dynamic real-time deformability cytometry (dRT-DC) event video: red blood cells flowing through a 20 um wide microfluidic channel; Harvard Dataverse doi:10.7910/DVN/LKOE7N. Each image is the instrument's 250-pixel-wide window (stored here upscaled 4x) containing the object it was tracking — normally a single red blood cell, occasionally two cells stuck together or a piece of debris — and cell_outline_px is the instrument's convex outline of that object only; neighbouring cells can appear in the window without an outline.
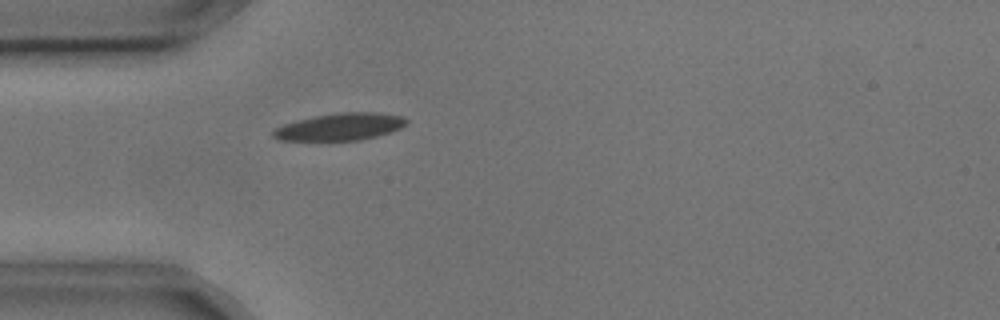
{"species": "common noctule bat (a hibernating species)", "species_latin": "Nyctalus noctula", "temperature_condition": "cold", "stored_images_in_passage": 4, "camera_frame_rate_fps": 3000, "um_per_image_px": 0.085, "animal": {"sex": "male", "body_mass_g": 17.9, "forearm_length_mm": 54.2}, "frame": {"image": 1, "passage_image": 4, "time_ms": 1.0, "image_size_px": [1000, 320], "cell_outline_px": [[408, 124], [392, 132], [360, 140], [280, 140], [272, 136], [272, 132], [276, 128], [284, 124], [296, 120], [316, 116], [340, 112], [376, 112], [404, 116], [408, 120]], "centroid_in_image_um": [28.96, 10.77], "position_along_channel_um": 56.0, "area_um2": 21.1}}